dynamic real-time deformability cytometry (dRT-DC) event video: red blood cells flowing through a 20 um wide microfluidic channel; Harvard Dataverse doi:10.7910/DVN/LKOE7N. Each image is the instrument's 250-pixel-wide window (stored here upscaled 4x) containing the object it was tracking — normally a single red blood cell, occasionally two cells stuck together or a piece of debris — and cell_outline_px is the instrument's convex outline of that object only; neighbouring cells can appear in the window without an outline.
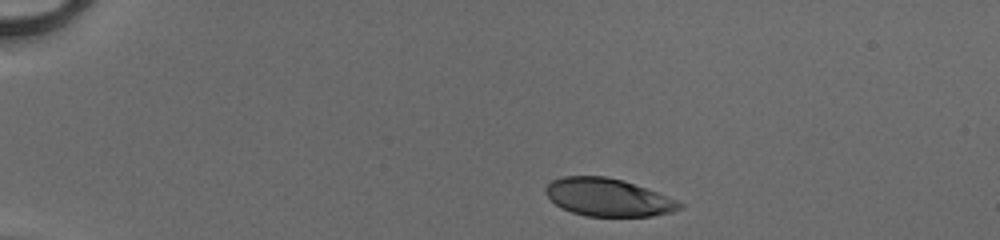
{"species": "human", "species_latin": "Homo sapiens", "temperature_condition": "cold", "stored_images_in_passage": 41, "camera_frame_rate_fps": 3000, "um_per_image_px": 0.085, "donor": {"sex": "male"}, "frame": {"image": 1, "passage_image": 1, "time_ms": 0.0, "image_size_px": [1000, 240], "cell_outline_px": [[684, 204], [680, 208], [672, 212], [652, 216], [588, 216], [572, 212], [560, 208], [544, 192], [544, 188], [552, 180], [564, 176], [604, 176], [624, 180], [656, 192], [676, 200]], "centroid_in_image_um": [51.66, 16.77], "position_along_channel_um": 33.3, "area_um2": 29.3}}
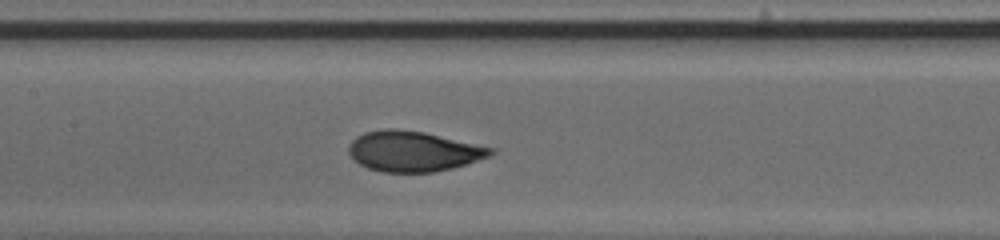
{"frame": {"image": 2, "passage_image": 17, "time_ms": 5.333, "image_size_px": [1000, 240], "cell_outline_px": [[496, 152], [492, 156], [452, 168], [432, 172], [380, 172], [368, 168], [352, 160], [348, 152], [348, 148], [352, 140], [356, 136], [364, 132], [388, 128], [392, 128], [424, 132], [496, 148]], "centroid_in_image_um": [35.14, 12.86], "position_along_channel_um": 172.3, "area_um2": 33.64}}
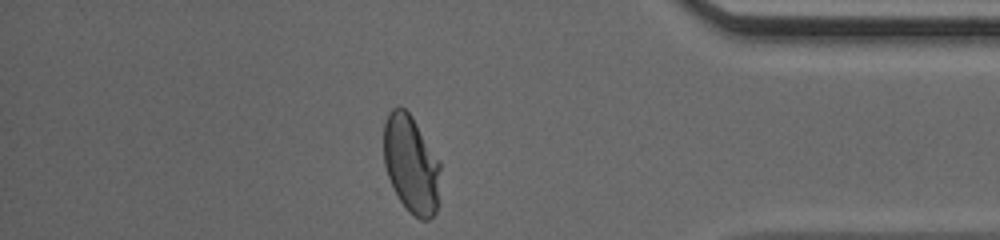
{"frame": {"image": 3, "passage_image": 35, "time_ms": 11.333, "image_size_px": [1000, 240], "cell_outline_px": [[440, 204], [436, 212], [428, 220], [420, 220], [400, 200], [388, 176], [384, 164], [384, 120], [388, 112], [392, 108], [400, 104], [412, 116], [440, 160]], "centroid_in_image_um": [34.98, 13.93], "position_along_channel_um": 400.2, "area_um2": 32.66}, "authors_computed_cell_mechanics": {"area_um2": 32.8304, "velocity_mm_per_s": 4.1733, "shape_relaxation_time_tau1_ms": 4.5498, "shape_relaxation_time_tau2_ms": null, "deformation_change_tau1": 0.1896, "deformation_change_tau2": null}}